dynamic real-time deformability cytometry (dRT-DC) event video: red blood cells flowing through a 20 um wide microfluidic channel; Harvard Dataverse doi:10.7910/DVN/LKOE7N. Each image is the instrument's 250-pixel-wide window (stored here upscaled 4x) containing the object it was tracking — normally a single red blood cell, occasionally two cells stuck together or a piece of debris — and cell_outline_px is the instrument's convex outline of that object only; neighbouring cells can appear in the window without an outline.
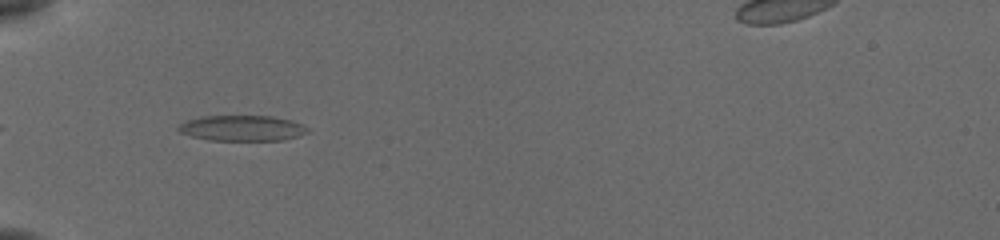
{"species": "common noctule bat (a hibernating species)", "species_latin": "Nyctalus noctula", "temperature_condition": "cold", "stored_images_in_passage": 33, "camera_frame_rate_fps": 3000, "um_per_image_px": 0.085, "animal": {"sex": "female", "body_mass_g": 19.5, "forearm_length_mm": 54.1}, "frame": {"image": 1, "passage_image": 3, "time_ms": 0.667, "image_size_px": [1000, 240], "cell_outline_px": [[308, 132], [296, 136], [280, 140], [208, 140], [192, 136], [180, 132], [176, 128], [180, 124], [188, 120], [204, 116], [268, 116], [292, 120], [308, 128]], "centroid_in_image_um": [20.55, 10.89], "position_along_channel_um": 64.4, "area_um2": 18.96}}
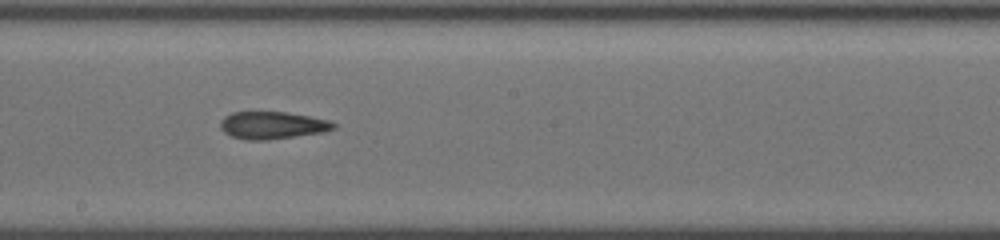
{"frame": {"image": 2, "passage_image": 16, "time_ms": 5.0, "image_size_px": [1000, 240], "cell_outline_px": [[336, 128], [320, 132], [264, 140], [248, 140], [232, 136], [224, 132], [220, 128], [220, 120], [224, 116], [232, 112], [284, 112], [308, 116], [328, 120], [336, 124]], "centroid_in_image_um": [23.09, 10.64], "position_along_channel_um": 225.1, "area_um2": 17.74}}
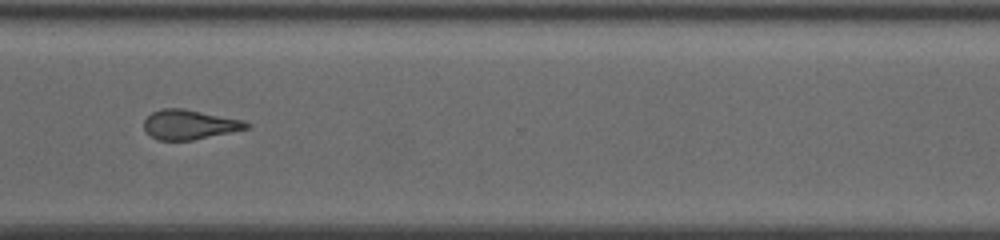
{"frame": {"image": 3, "passage_image": 26, "time_ms": 8.333, "image_size_px": [1000, 240], "cell_outline_px": [[252, 124], [248, 128], [192, 140], [156, 140], [144, 128], [144, 120], [152, 112], [164, 108], [184, 108], [244, 120]], "centroid_in_image_um": [16.11, 10.58], "position_along_channel_um": 354.5, "area_um2": 17.57}, "authors_computed_cell_mechanics": {"area_um2": 18.1492, "velocity_mm_per_s": 3.892, "shape_relaxation_time_tau1_ms": null, "shape_relaxation_time_tau2_ms": 4.8888, "deformation_change_tau1": null, "deformation_change_tau2": 0.1512}}